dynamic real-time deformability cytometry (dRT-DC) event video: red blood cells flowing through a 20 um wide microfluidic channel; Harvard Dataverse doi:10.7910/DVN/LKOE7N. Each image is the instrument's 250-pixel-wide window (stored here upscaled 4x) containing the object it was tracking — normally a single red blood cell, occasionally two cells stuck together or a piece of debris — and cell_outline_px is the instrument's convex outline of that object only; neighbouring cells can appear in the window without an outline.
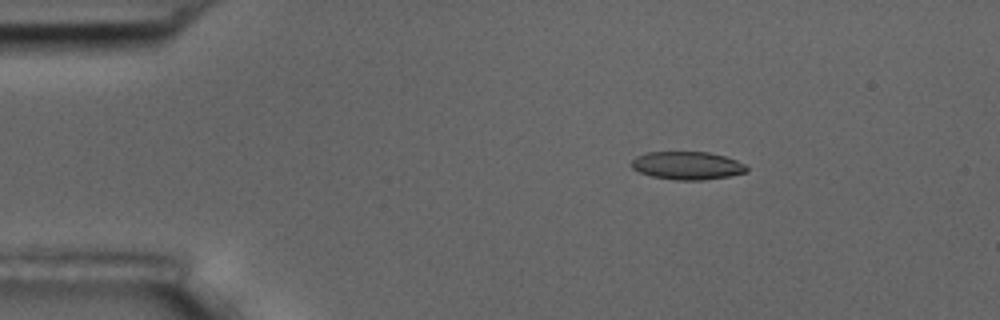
{"species": "common noctule bat (a hibernating species)", "species_latin": "Nyctalus noctula", "temperature_condition": "room temperature", "stored_images_in_passage": 6, "camera_frame_rate_fps": 3000, "um_per_image_px": 0.085, "animal": {"sex": "male", "body_mass_g": 17.5, "forearm_length_mm": 52.3}, "frame": {"image": 1, "passage_image": 3, "time_ms": 2.333, "image_size_px": [1000, 320], "cell_outline_px": [[748, 172], [728, 176], [700, 180], [676, 180], [652, 176], [640, 172], [632, 168], [628, 164], [636, 156], [644, 152], [708, 152], [724, 156], [736, 160], [744, 164], [748, 168]], "centroid_in_image_um": [58.38, 14.06], "position_along_channel_um": 26.6, "area_um2": 18.84}}